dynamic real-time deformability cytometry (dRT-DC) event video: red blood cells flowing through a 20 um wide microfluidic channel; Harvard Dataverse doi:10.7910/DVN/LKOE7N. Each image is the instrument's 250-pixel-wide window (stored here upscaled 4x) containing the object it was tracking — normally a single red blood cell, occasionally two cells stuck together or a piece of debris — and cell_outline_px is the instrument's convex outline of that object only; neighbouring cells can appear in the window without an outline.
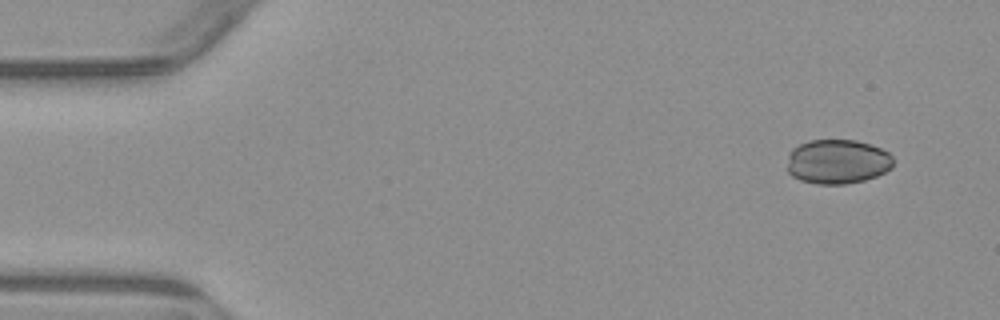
{"species": "common noctule bat (a hibernating species)", "species_latin": "Nyctalus noctula", "temperature_condition": "warm", "stored_images_in_passage": 5, "segment_of_instrument_passage": [2, 2], "camera_frame_rate_fps": 3000, "um_per_image_px": 0.085, "animal": {"sex": "male", "body_mass_g": 23.1, "forearm_length_mm": 52.7}, "frame": {"image": 1, "passage_image": 5, "time_ms": 4.667, "image_size_px": [1000, 320], "cell_outline_px": [[892, 168], [876, 176], [864, 180], [844, 184], [816, 184], [800, 180], [792, 176], [788, 172], [788, 152], [792, 148], [808, 140], [856, 140], [880, 148], [888, 152], [892, 156]], "centroid_in_image_um": [71.16, 13.74], "position_along_channel_um": 13.8, "area_um2": 27.57}}